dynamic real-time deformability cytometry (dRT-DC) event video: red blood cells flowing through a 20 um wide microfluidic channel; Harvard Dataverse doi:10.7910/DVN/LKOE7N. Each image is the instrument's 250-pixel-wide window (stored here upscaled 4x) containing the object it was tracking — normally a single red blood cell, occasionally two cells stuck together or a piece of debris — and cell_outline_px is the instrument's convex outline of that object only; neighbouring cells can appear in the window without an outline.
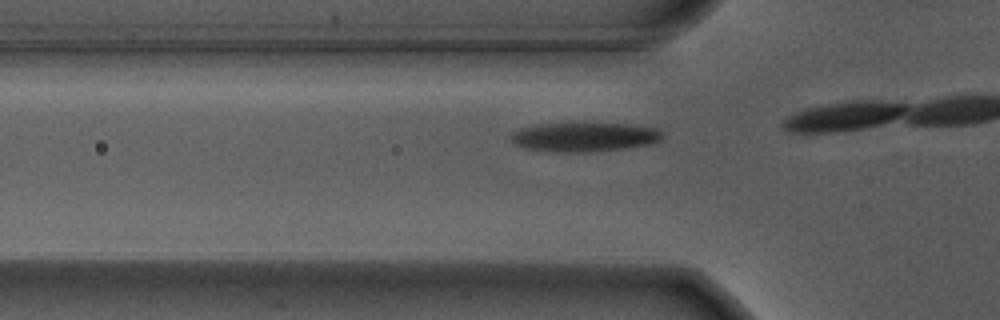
{"species": "Egyptian fruit bat (a non-hibernating species)", "species_latin": "Rousettus aegyptiacus", "temperature_condition": "warm", "stored_images_in_passage": 5, "camera_frame_rate_fps": 3000, "um_per_image_px": 0.085, "animal": {"sex": "male"}, "frame": {"image": 1, "passage_image": 3, "time_ms": 0.667, "image_size_px": [1000, 320], "cell_outline_px": [[664, 136], [660, 140], [648, 144], [620, 148], [528, 148], [516, 144], [512, 140], [512, 132], [520, 128], [536, 124], [632, 124], [656, 128]], "centroid_in_image_um": [49.74, 11.55], "position_along_channel_um": 76.1, "area_um2": 23.41}}